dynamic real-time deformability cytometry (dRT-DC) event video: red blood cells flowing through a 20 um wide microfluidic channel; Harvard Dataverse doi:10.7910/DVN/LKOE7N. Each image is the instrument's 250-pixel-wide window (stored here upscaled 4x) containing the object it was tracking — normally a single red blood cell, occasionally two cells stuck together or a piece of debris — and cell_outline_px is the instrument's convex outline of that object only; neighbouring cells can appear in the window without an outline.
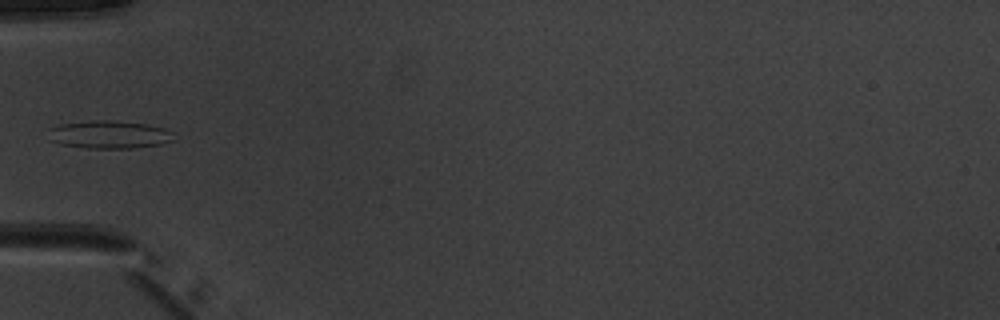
{"species": "common noctule bat (a hibernating species)", "species_latin": "Nyctalus noctula", "temperature_condition": "warm", "stored_images_in_passage": 34, "camera_frame_rate_fps": 3000, "um_per_image_px": 0.085, "animal": {"sex": "male", "body_mass_g": 20.1, "forearm_length_mm": 53.5}, "frame": {"image": 1, "passage_image": 1, "time_ms": 0.0, "image_size_px": [1000, 320], "cell_outline_px": [[176, 140], [160, 144], [132, 148], [88, 148], [60, 144], [48, 140], [48, 128], [60, 124], [92, 120], [112, 120], [148, 124], [164, 128], [172, 132]], "centroid_in_image_um": [9.26, 11.43], "position_along_channel_um": 75.7, "area_um2": 20.63}}
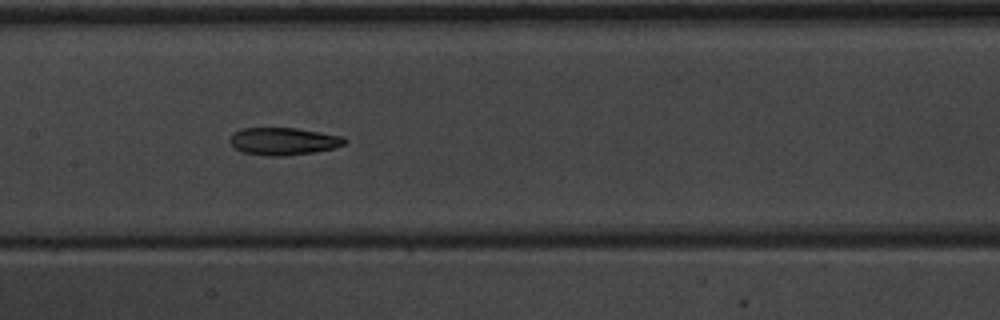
{"frame": {"image": 2, "passage_image": 9, "time_ms": 2.667, "image_size_px": [1000, 320], "cell_outline_px": [[348, 140], [344, 144], [336, 148], [312, 152], [284, 156], [264, 156], [244, 152], [232, 148], [228, 140], [232, 132], [240, 128], [296, 128], [344, 136]], "centroid_in_image_um": [24.05, 12.0], "position_along_channel_um": 183.3, "area_um2": 18.67}}
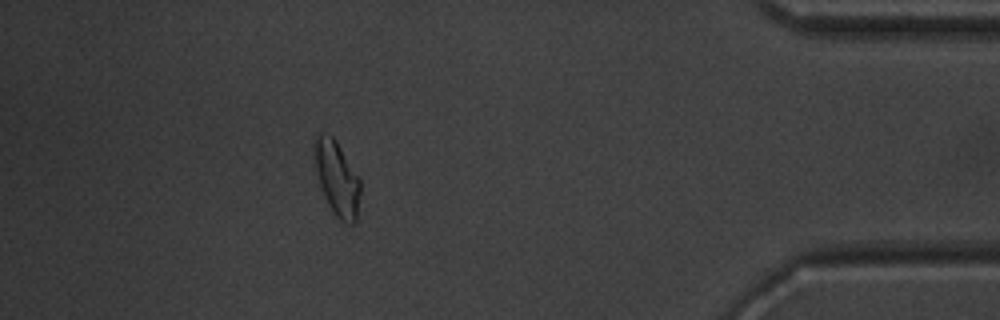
{"frame": {"image": 3, "passage_image": 29, "time_ms": 9.333, "image_size_px": [1000, 320], "cell_outline_px": [[360, 192], [356, 220], [352, 224], [348, 224], [340, 220], [332, 212], [324, 196], [320, 184], [312, 152], [312, 144], [316, 132], [324, 132], [332, 136], [336, 140], [360, 176]], "centroid_in_image_um": [28.62, 15.08], "position_along_channel_um": 406.6, "area_um2": 20.4}}